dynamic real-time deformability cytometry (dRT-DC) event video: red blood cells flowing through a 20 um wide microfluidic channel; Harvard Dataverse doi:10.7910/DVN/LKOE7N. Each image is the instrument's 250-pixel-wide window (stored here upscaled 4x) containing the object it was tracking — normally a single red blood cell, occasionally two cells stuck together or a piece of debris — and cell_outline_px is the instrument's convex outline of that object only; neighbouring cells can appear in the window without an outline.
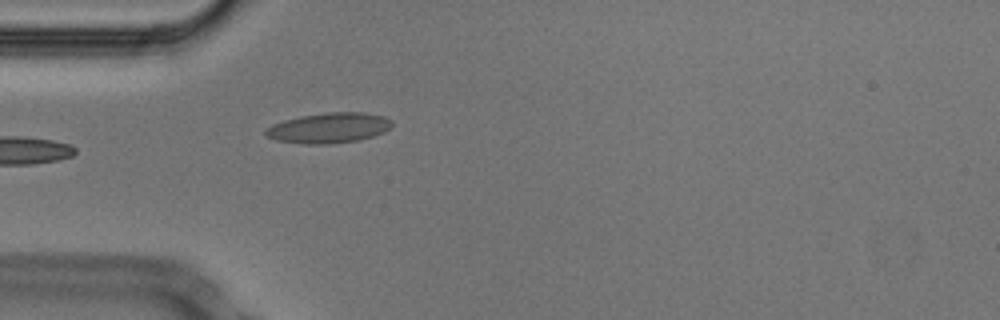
{"species": "Egyptian fruit bat (a non-hibernating species)", "species_latin": "Rousettus aegyptiacus", "temperature_condition": "cold", "stored_images_in_passage": 25, "camera_frame_rate_fps": 3000, "um_per_image_px": 0.085, "animal": {"sex": "male"}, "frame": {"image": 1, "passage_image": 1, "time_ms": 0.0, "image_size_px": [1000, 320], "cell_outline_px": [[392, 124], [384, 132], [372, 136], [356, 140], [328, 144], [304, 144], [276, 140], [268, 136], [264, 132], [264, 128], [272, 124], [284, 120], [300, 116], [328, 112], [364, 112], [384, 116], [392, 120]], "centroid_in_image_um": [27.93, 10.86], "position_along_channel_um": 57.1, "area_um2": 22.25}}